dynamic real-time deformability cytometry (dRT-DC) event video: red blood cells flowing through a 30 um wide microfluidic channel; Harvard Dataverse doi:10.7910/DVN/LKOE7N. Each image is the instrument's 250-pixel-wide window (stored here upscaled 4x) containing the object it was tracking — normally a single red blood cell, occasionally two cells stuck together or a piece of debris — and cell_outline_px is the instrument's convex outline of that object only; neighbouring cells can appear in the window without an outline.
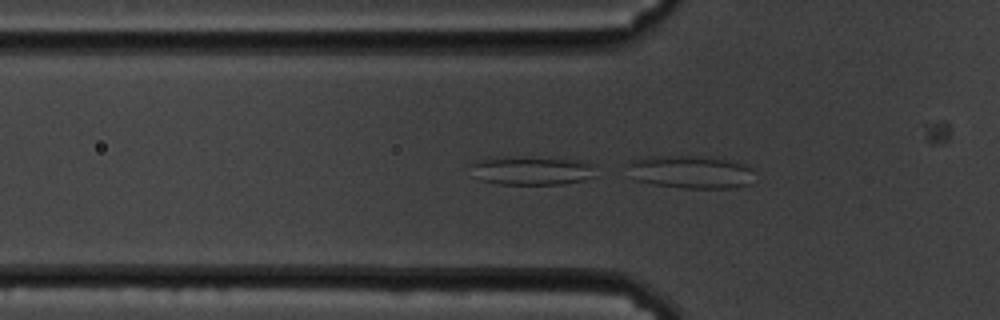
{"species": "common noctule bat (a hibernating species)", "species_latin": "Nyctalus noctula", "temperature_condition": "cold", "stored_images_in_passage": 11, "camera_frame_rate_fps": 3000, "um_per_image_px": 0.085, "animal": {"sex": "male", "body_mass_g": 19.5, "forearm_length_mm": 54.6}, "frame": {"image": 1, "passage_image": 10, "time_ms": 3.0, "image_size_px": [1000, 320], "cell_outline_px": [[596, 176], [584, 180], [560, 184], [500, 184], [480, 180], [472, 164], [476, 160], [580, 160], [596, 164]], "centroid_in_image_um": [45.39, 14.57], "position_along_channel_um": 80.4, "area_um2": 19.36}}